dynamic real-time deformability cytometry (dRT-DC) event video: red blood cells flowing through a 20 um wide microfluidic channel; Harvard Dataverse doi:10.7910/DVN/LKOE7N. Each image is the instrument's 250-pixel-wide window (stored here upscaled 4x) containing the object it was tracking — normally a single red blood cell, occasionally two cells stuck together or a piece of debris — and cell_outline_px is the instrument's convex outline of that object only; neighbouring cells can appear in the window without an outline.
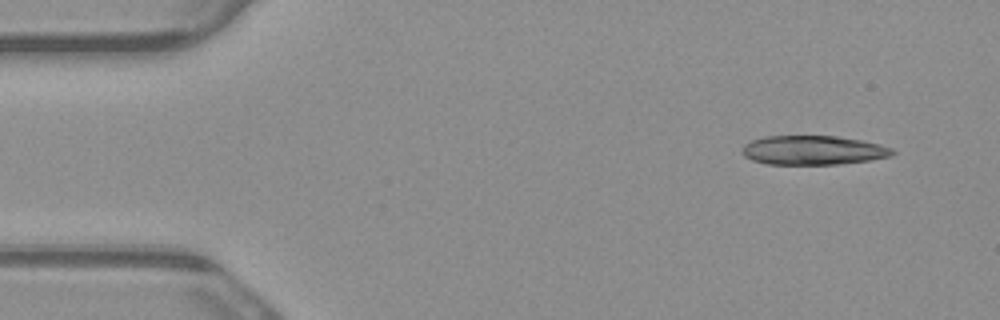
{"species": "common noctule bat (a hibernating species)", "species_latin": "Nyctalus noctula", "temperature_condition": "warm", "stored_images_in_passage": 4, "camera_frame_rate_fps": 3000, "um_per_image_px": 0.085, "animal": {"sex": "male", "body_mass_g": 23.1, "forearm_length_mm": 52.7}, "frame": {"image": 1, "passage_image": 1, "time_ms": 0.0, "image_size_px": [1000, 320], "cell_outline_px": [[896, 152], [892, 156], [872, 160], [840, 164], [768, 164], [752, 160], [744, 156], [744, 144], [752, 140], [764, 136], [836, 136], [860, 140], [880, 144], [892, 148]], "centroid_in_image_um": [69.16, 12.77], "position_along_channel_um": 15.8, "area_um2": 25.55}}